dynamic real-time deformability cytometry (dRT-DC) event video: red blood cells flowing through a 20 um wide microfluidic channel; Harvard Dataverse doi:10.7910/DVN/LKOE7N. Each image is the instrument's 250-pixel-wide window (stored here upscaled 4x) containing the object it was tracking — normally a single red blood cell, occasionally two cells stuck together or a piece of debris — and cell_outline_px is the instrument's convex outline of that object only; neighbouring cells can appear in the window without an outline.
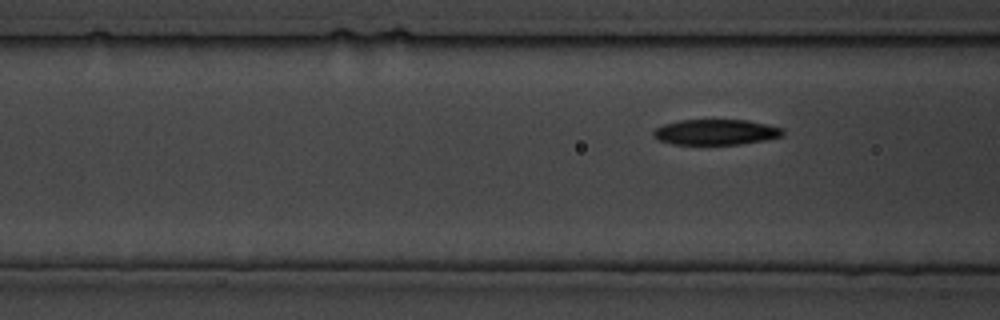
{"species": "common noctule bat (a hibernating species)", "species_latin": "Nyctalus noctula", "temperature_condition": "cold", "stored_images_in_passage": 97, "camera_frame_rate_fps": 3000, "um_per_image_px": 0.085, "animal": {"sex": "male", "body_mass_g": 19.5, "forearm_length_mm": 54.6}, "frame": {"image": 1, "passage_image": 26, "time_ms": 8.333, "image_size_px": [1000, 320], "cell_outline_px": [[784, 136], [764, 140], [740, 144], [672, 144], [660, 140], [652, 136], [652, 132], [656, 128], [664, 124], [680, 120], [748, 120], [784, 128]], "centroid_in_image_um": [60.86, 11.22], "position_along_channel_um": 105.7, "area_um2": 19.25}}
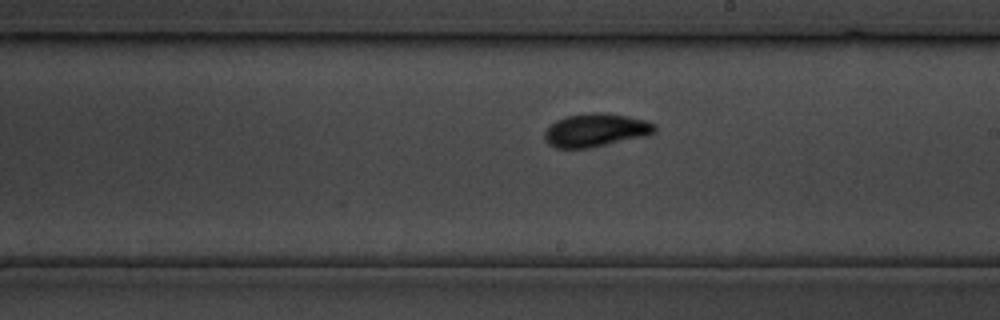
{"frame": {"image": 2, "passage_image": 51, "time_ms": 16.667, "image_size_px": [1000, 320], "cell_outline_px": [[656, 132], [648, 136], [588, 148], [556, 148], [548, 144], [544, 140], [544, 132], [556, 120], [568, 116], [588, 112], [600, 112], [628, 116], [644, 120], [656, 124]], "centroid_in_image_um": [50.65, 11.07], "position_along_channel_um": 238.3, "area_um2": 21.44}}
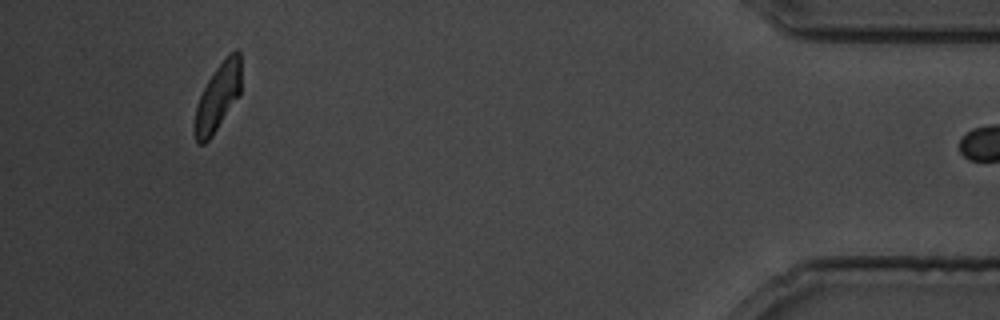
{"frame": {"image": 3, "passage_image": 96, "time_ms": 31.667, "image_size_px": [1000, 320], "cell_outline_px": [[240, 92], [212, 136], [204, 144], [200, 144], [196, 140], [196, 108], [200, 96], [208, 80], [216, 68], [228, 52], [236, 48], [240, 52]], "centroid_in_image_um": [18.54, 8.17], "position_along_channel_um": 416.7, "area_um2": 17.57}}